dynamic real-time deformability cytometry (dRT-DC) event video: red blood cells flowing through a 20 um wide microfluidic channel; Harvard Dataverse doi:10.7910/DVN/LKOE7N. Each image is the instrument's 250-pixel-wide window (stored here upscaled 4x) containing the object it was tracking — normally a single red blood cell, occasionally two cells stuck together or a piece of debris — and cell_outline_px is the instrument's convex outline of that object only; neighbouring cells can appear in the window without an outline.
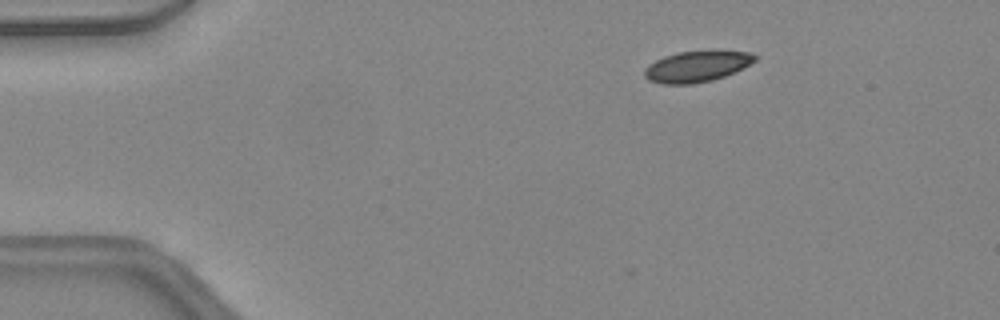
{"species": "common noctule bat (a hibernating species)", "species_latin": "Nyctalus noctula", "temperature_condition": "warm", "stored_images_in_passage": 40, "camera_frame_rate_fps": 3000, "um_per_image_px": 0.085, "animal": {"sex": "female", "body_mass_g": 24.6, "forearm_length_mm": 56.2}, "frame": {"image": 1, "passage_image": 1, "time_ms": 0.0, "image_size_px": [1000, 320], "cell_outline_px": [[756, 60], [724, 76], [712, 80], [692, 84], [660, 84], [648, 80], [644, 76], [644, 68], [648, 64], [664, 56], [676, 52], [716, 48], [752, 52], [756, 56]], "centroid_in_image_um": [59.21, 5.6], "position_along_channel_um": 25.8, "area_um2": 20.58}}
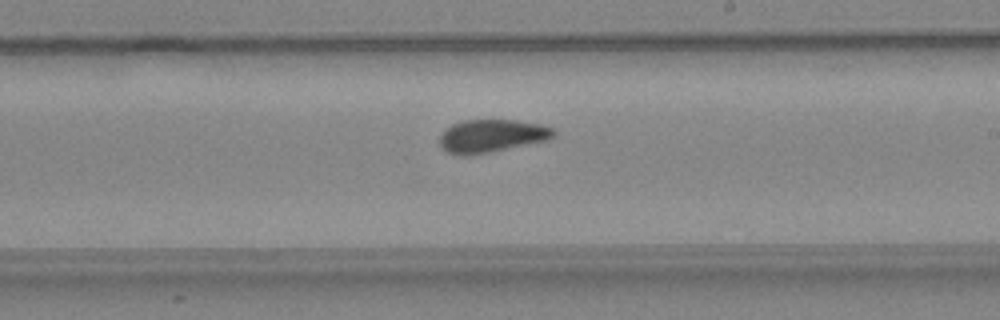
{"frame": {"image": 2, "passage_image": 21, "time_ms": 6.667, "image_size_px": [1000, 320], "cell_outline_px": [[556, 136], [548, 140], [492, 152], [468, 156], [464, 156], [448, 152], [440, 148], [440, 136], [452, 124], [464, 120], [516, 120], [540, 124], [552, 128], [556, 132]], "centroid_in_image_um": [41.81, 11.56], "position_along_channel_um": 247.2, "area_um2": 21.96}}
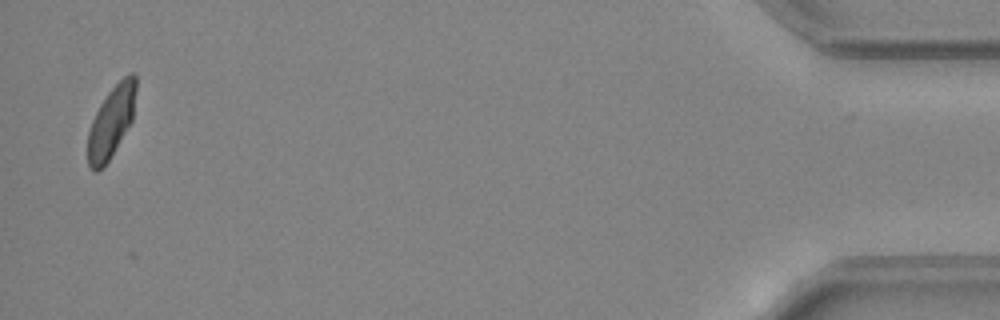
{"frame": {"image": 3, "passage_image": 39, "time_ms": 12.667, "image_size_px": [1000, 320], "cell_outline_px": [[136, 88], [132, 120], [104, 168], [96, 172], [92, 172], [88, 164], [88, 132], [92, 120], [100, 104], [108, 92], [128, 72], [132, 72], [136, 76]], "centroid_in_image_um": [9.45, 10.37], "position_along_channel_um": 425.8, "area_um2": 19.94}, "authors_computed_cell_mechanics": {"area_um2": 21.7328, "velocity_mm_per_s": 4.4498, "shape_relaxation_time_tau1_ms": 10.2064, "shape_relaxation_time_tau2_ms": 1.1074, "deformation_change_tau1": 0.2379, "deformation_change_tau2": 0.0577}}